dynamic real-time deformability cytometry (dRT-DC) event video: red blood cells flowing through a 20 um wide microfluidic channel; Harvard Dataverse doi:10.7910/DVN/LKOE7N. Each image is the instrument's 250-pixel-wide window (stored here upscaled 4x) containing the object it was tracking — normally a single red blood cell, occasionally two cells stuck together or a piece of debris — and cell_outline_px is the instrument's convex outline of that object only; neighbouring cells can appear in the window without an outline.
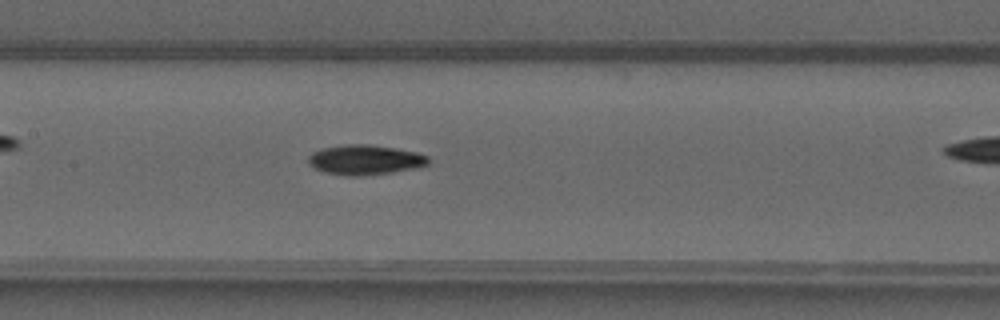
{"species": "common noctule bat (a hibernating species)", "species_latin": "Nyctalus noctula", "temperature_condition": "warm", "stored_images_in_passage": 39, "camera_frame_rate_fps": 3000, "um_per_image_px": 0.085, "animal": {"sex": "male", "forearm_length_mm": 52.5}, "frame": {"image": 1, "passage_image": 23, "time_ms": 7.333, "image_size_px": [1000, 320], "cell_outline_px": [[428, 164], [420, 168], [392, 172], [360, 176], [348, 176], [324, 172], [308, 164], [308, 156], [312, 152], [320, 148], [344, 144], [368, 144], [396, 148], [416, 152], [428, 156]], "centroid_in_image_um": [31.02, 13.58], "position_along_channel_um": 176.4, "area_um2": 21.1}}